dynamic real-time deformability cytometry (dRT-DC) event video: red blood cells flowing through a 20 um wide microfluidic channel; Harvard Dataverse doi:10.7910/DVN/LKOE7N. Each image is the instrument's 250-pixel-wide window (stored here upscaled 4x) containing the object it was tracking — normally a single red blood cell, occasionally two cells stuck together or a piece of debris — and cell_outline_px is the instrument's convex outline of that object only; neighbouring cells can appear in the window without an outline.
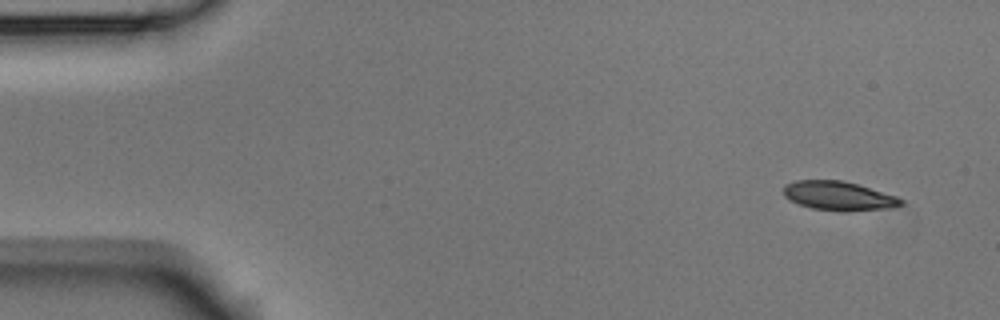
{"species": "Egyptian fruit bat (a non-hibernating species)", "species_latin": "Rousettus aegyptiacus", "temperature_condition": "room temperature", "stored_images_in_passage": 5, "camera_frame_rate_fps": 3000, "um_per_image_px": 0.085, "animal": {"sex": "male"}, "frame": {"image": 1, "passage_image": 1, "time_ms": 0.0, "image_size_px": [1000, 320], "cell_outline_px": [[904, 204], [892, 208], [848, 212], [844, 212], [812, 208], [788, 200], [784, 196], [784, 184], [796, 180], [840, 180], [856, 184], [896, 196], [904, 200]], "centroid_in_image_um": [71.29, 16.66], "position_along_channel_um": 13.7, "area_um2": 20.0}}
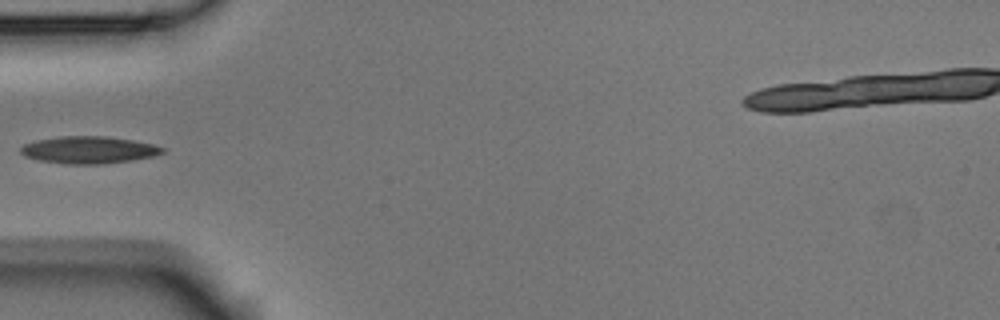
{"frame": {"image": 2, "passage_image": 4, "time_ms": 1.0, "image_size_px": [1000, 320], "cell_outline_px": [[164, 152], [156, 156], [132, 160], [104, 164], [68, 164], [40, 160], [24, 156], [20, 152], [20, 148], [24, 144], [36, 140], [60, 136], [104, 136], [132, 140], [152, 144], [164, 148]], "centroid_in_image_um": [7.55, 12.74], "position_along_channel_um": 77.5, "area_um2": 22.43}}
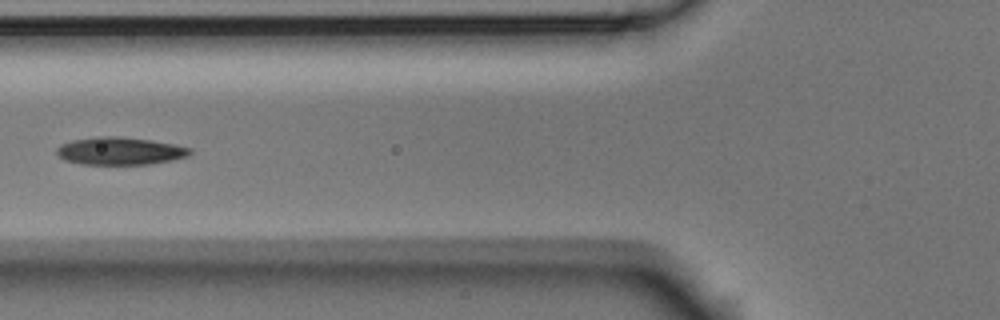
{"frame": {"image": 3, "passage_image": 5, "time_ms": 1.333, "image_size_px": [1000, 320], "cell_outline_px": [[192, 152], [188, 156], [172, 160], [148, 164], [80, 164], [64, 160], [56, 152], [56, 148], [60, 144], [72, 140], [96, 136], [116, 136], [148, 140], [172, 144], [192, 148]], "centroid_in_image_um": [10.16, 12.83], "position_along_channel_um": 115.6, "area_um2": 21.39}}